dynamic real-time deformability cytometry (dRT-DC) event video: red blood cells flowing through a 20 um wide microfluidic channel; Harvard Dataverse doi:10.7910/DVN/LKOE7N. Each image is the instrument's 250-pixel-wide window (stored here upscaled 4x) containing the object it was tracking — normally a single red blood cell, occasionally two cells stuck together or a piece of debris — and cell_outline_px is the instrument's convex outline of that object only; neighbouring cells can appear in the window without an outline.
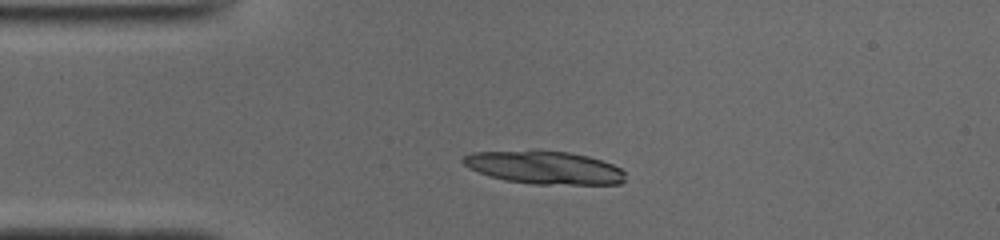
{"species": "common noctule bat (a hibernating species)", "species_latin": "Nyctalus noctula", "temperature_condition": "cold", "stored_images_in_passage": 47, "camera_frame_rate_fps": 3000, "um_per_image_px": 0.085, "animal": {"sex": "male", "body_mass_g": 19.0, "forearm_length_mm": 50.8}, "frame": {"image": 1, "passage_image": 8, "time_ms": 2.333, "image_size_px": [1000, 240], "cell_outline_px": [[624, 180], [620, 184], [532, 184], [504, 180], [468, 168], [460, 160], [464, 156], [472, 152], [568, 152], [588, 156], [612, 164], [620, 168], [624, 172]], "centroid_in_image_um": [46.29, 14.26], "position_along_channel_um": 38.7, "area_um2": 30.4}}